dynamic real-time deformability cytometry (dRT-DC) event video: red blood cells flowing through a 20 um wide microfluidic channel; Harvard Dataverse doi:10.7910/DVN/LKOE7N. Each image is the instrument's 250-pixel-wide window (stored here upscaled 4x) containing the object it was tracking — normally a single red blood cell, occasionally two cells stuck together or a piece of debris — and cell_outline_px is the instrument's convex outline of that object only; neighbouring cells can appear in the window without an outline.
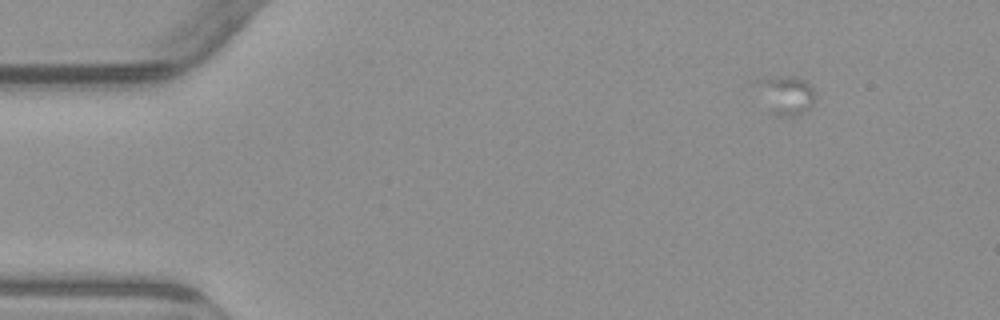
{"species": "common noctule bat (a hibernating species)", "species_latin": "Nyctalus noctula", "temperature_condition": "warm", "stored_images_in_passage": 8, "camera_frame_rate_fps": 3000, "um_per_image_px": 0.085, "animal": {"sex": "male", "body_mass_g": 23.1, "forearm_length_mm": 52.7}, "frame": {"image": 1, "passage_image": 1, "time_ms": 0.0, "image_size_px": [1000, 320], "cell_outline_px": [[816, 100], [804, 112], [796, 116], [776, 116], [752, 84], [756, 80], [784, 76], [792, 76], [804, 80], [812, 84], [816, 92]], "centroid_in_image_um": [66.84, 8.06], "position_along_channel_um": 18.2, "area_um2": 13.29}}
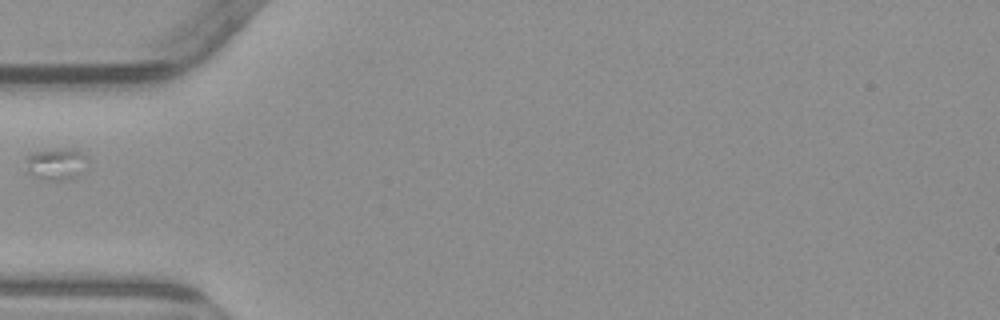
{"frame": {"image": 2, "passage_image": 5, "time_ms": 5.0, "image_size_px": [1000, 320], "cell_outline_px": [[88, 156], [72, 176], [64, 180], [48, 180], [36, 176], [28, 172], [24, 160], [24, 156], [32, 152], [60, 148], [72, 148]], "centroid_in_image_um": [4.63, 13.88], "position_along_channel_um": 80.4, "area_um2": 10.92}}